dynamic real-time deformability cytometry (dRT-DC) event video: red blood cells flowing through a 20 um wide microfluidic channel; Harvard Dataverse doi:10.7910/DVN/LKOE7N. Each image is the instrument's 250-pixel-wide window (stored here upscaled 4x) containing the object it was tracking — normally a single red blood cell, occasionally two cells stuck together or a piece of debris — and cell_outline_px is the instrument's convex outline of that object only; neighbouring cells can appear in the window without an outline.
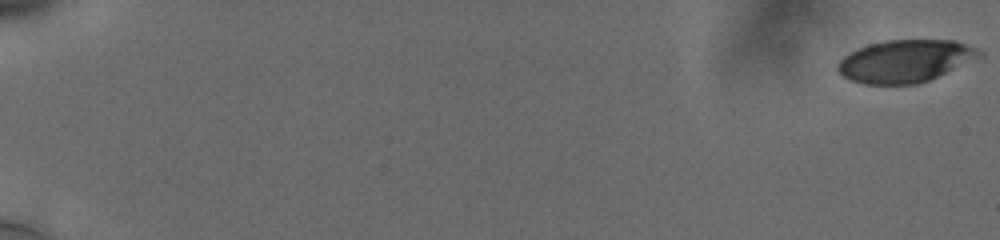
{"species": "human", "species_latin": "Homo sapiens", "temperature_condition": "cold", "stored_images_in_passage": 19, "camera_frame_rate_fps": 3000, "um_per_image_px": 0.085, "donor": {"sex": "male"}, "frame": {"image": 1, "passage_image": 1, "time_ms": 0.0, "image_size_px": [1000, 240], "cell_outline_px": [[984, 56], [920, 84], [864, 84], [852, 80], [844, 76], [836, 68], [836, 64], [844, 56], [856, 48], [868, 44], [884, 40], [956, 40], [976, 48], [984, 52]], "centroid_in_image_um": [76.97, 5.18], "position_along_channel_um": 8.0, "area_um2": 35.26}}
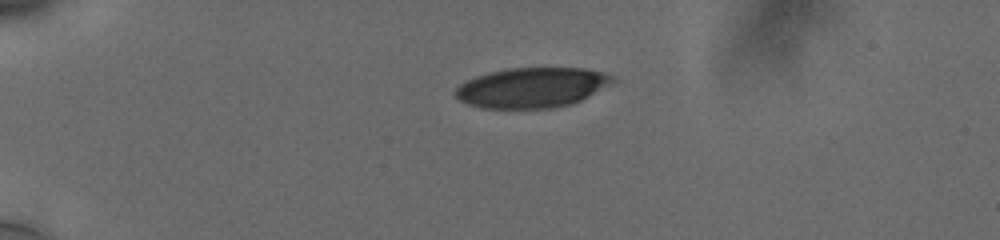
{"frame": {"image": 2, "passage_image": 12, "time_ms": 5.0, "image_size_px": [1000, 240], "cell_outline_px": [[620, 80], [572, 104], [552, 108], [480, 108], [468, 104], [460, 100], [452, 92], [460, 84], [476, 76], [488, 72], [508, 68], [584, 68], [604, 72], [616, 76]], "centroid_in_image_um": [45.25, 7.44], "position_along_channel_um": 39.7, "area_um2": 37.05}}
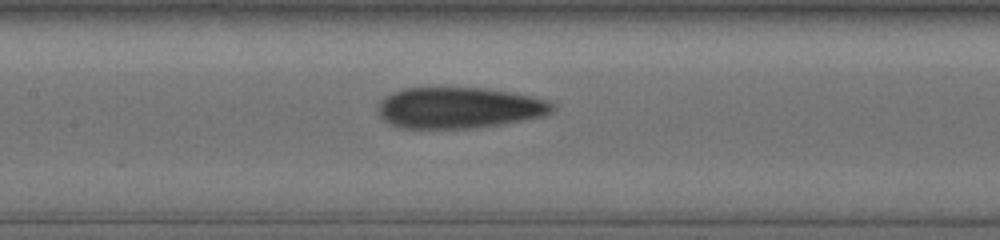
{"frame": {"image": 3, "passage_image": 19, "time_ms": 10.0, "image_size_px": [1000, 240], "cell_outline_px": [[556, 108], [552, 112], [544, 116], [524, 120], [500, 124], [472, 128], [400, 128], [388, 124], [380, 116], [376, 108], [380, 100], [384, 96], [392, 92], [404, 88], [488, 88], [532, 96], [548, 100], [556, 104]], "centroid_in_image_um": [39.01, 9.16], "position_along_channel_um": 168.4, "area_um2": 42.19}}